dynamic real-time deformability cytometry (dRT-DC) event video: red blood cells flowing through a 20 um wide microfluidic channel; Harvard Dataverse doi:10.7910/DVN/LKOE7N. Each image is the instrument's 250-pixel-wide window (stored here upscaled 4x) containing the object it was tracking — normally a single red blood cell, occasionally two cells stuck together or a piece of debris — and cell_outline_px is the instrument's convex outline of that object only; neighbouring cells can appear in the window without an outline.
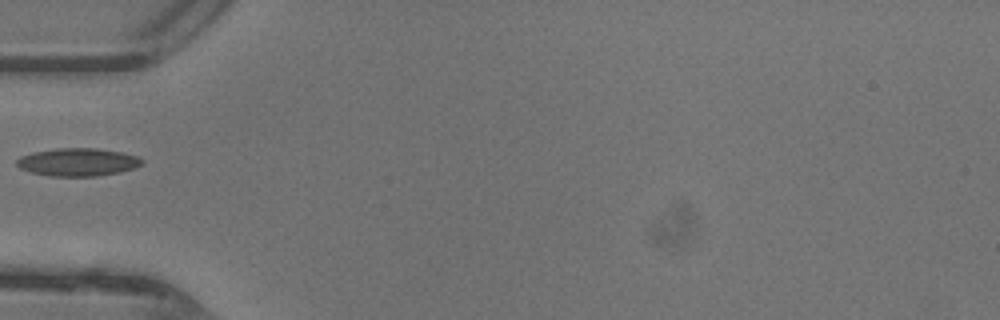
{"species": "common noctule bat (a hibernating species)", "species_latin": "Nyctalus noctula", "temperature_condition": "warm", "stored_images_in_passage": 32, "camera_frame_rate_fps": 3000, "um_per_image_px": 0.085, "animal": {"sex": "female"}, "frame": {"image": 1, "passage_image": 1, "time_ms": 0.0, "image_size_px": [1000, 320], "cell_outline_px": [[144, 164], [136, 168], [120, 172], [96, 176], [48, 176], [32, 172], [20, 168], [16, 164], [16, 160], [20, 156], [32, 152], [56, 148], [96, 148], [120, 152], [136, 156], [144, 160]], "centroid_in_image_um": [6.62, 13.78], "position_along_channel_um": 78.4, "area_um2": 20.46}}
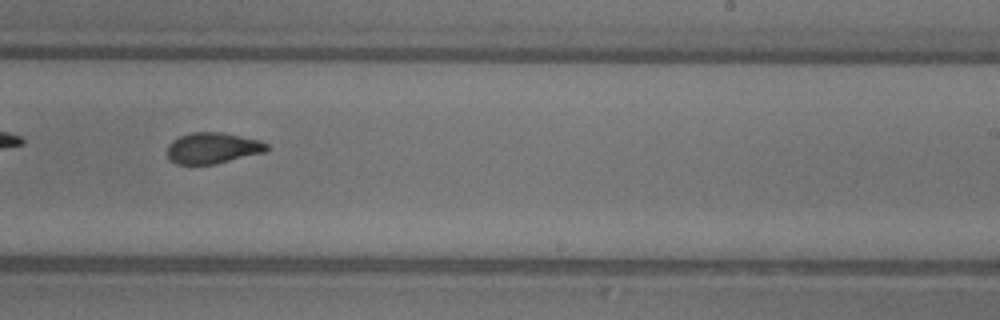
{"frame": {"image": 2, "passage_image": 14, "time_ms": 4.333, "image_size_px": [1000, 320], "cell_outline_px": [[268, 148], [264, 152], [216, 164], [176, 164], [168, 160], [168, 144], [172, 140], [180, 136], [192, 132], [220, 132], [260, 140], [268, 144]], "centroid_in_image_um": [18.05, 12.59], "position_along_channel_um": 271.0, "area_um2": 17.98}}